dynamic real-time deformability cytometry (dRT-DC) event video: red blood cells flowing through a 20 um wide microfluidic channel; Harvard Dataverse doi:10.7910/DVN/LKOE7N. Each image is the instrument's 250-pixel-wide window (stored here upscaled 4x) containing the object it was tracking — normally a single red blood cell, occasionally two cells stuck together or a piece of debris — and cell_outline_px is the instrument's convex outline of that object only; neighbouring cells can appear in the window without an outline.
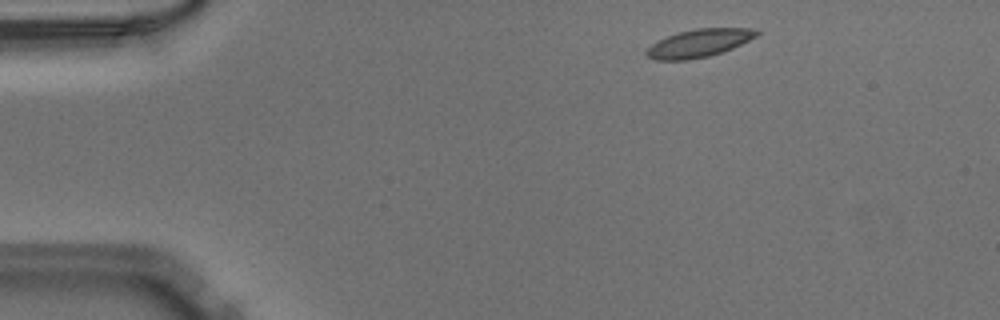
{"species": "Egyptian fruit bat (a non-hibernating species)", "species_latin": "Rousettus aegyptiacus", "temperature_condition": "warm", "stored_images_in_passage": 8, "camera_frame_rate_fps": 3000, "um_per_image_px": 0.085, "animal": {"sex": "male"}, "frame": {"image": 1, "passage_image": 2, "time_ms": 0.333, "image_size_px": [1000, 320], "cell_outline_px": [[760, 32], [756, 36], [732, 48], [708, 56], [688, 60], [656, 60], [648, 56], [644, 52], [652, 44], [676, 32], [696, 28], [756, 28]], "centroid_in_image_um": [59.41, 3.66], "position_along_channel_um": 25.6, "area_um2": 17.74}}